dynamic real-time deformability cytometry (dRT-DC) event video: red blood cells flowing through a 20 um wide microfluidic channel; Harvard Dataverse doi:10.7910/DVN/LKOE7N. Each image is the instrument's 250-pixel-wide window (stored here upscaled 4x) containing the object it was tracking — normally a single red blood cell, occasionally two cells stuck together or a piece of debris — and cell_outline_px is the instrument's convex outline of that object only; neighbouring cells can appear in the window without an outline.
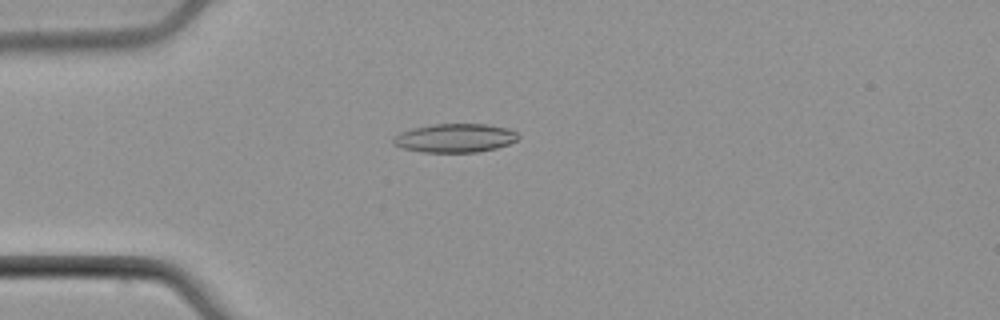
{"species": "common noctule bat (a hibernating species)", "species_latin": "Nyctalus noctula", "temperature_condition": "cold", "stored_images_in_passage": 42, "camera_frame_rate_fps": 3000, "um_per_image_px": 0.085, "animal": {"sex": "male", "body_mass_g": 21.5, "forearm_length_mm": 52.0}, "frame": {"image": 1, "passage_image": 13, "time_ms": 4.0, "image_size_px": [1000, 320], "cell_outline_px": [[520, 136], [516, 140], [508, 144], [496, 148], [476, 152], [420, 152], [400, 148], [392, 144], [392, 140], [400, 132], [412, 128], [436, 124], [488, 124], [508, 128], [516, 132]], "centroid_in_image_um": [38.65, 11.73], "position_along_channel_um": 46.3, "area_um2": 20.98}}
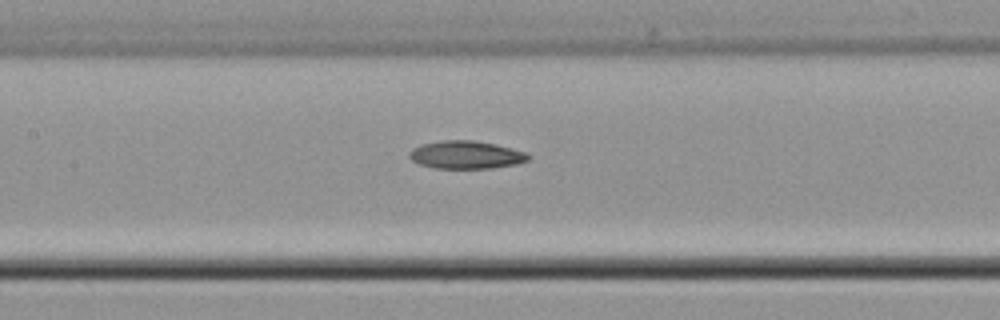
{"frame": {"image": 2, "passage_image": 24, "time_ms": 7.667, "image_size_px": [1000, 320], "cell_outline_px": [[532, 156], [528, 160], [516, 164], [492, 168], [432, 168], [420, 164], [412, 160], [408, 156], [412, 148], [424, 144], [444, 140], [472, 140], [496, 144], [528, 152]], "centroid_in_image_um": [39.65, 13.16], "position_along_channel_um": 167.7, "area_um2": 19.36}}
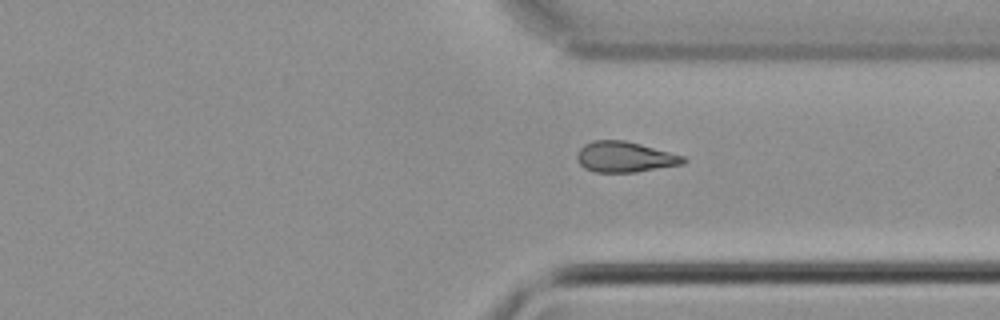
{"frame": {"image": 3, "passage_image": 39, "time_ms": 12.667, "image_size_px": [1000, 320], "cell_outline_px": [[688, 160], [684, 164], [636, 172], [596, 172], [584, 168], [580, 164], [576, 156], [580, 148], [584, 144], [592, 140], [624, 140], [640, 144], [684, 156]], "centroid_in_image_um": [53.11, 13.34], "position_along_channel_um": 358.3, "area_um2": 18.96}}